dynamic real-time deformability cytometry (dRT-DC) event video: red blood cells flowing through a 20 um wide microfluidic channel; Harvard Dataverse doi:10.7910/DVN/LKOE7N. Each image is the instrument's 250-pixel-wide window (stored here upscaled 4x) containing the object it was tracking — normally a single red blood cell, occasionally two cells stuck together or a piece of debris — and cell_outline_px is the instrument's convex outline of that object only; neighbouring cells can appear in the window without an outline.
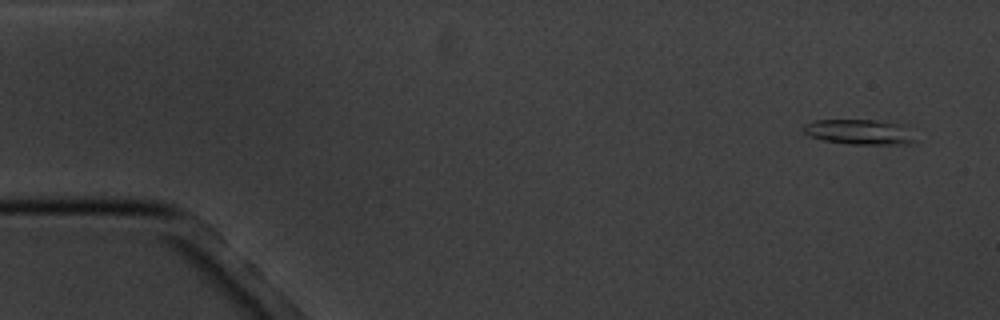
{"species": "common noctule bat (a hibernating species)", "species_latin": "Nyctalus noctula", "temperature_condition": "cold", "stored_images_in_passage": 6, "camera_frame_rate_fps": 3000, "um_per_image_px": 0.085, "animal": {"sex": "male", "body_mass_g": 20.1, "forearm_length_mm": 53.5}, "frame": {"image": 1, "passage_image": 1, "time_ms": 0.0, "image_size_px": [1000, 320], "cell_outline_px": [[916, 140], [912, 144], [848, 144], [824, 140], [808, 136], [804, 132], [804, 124], [816, 120], [876, 120], [904, 124]], "centroid_in_image_um": [73.07, 11.21], "position_along_channel_um": 11.9, "area_um2": 16.42}}
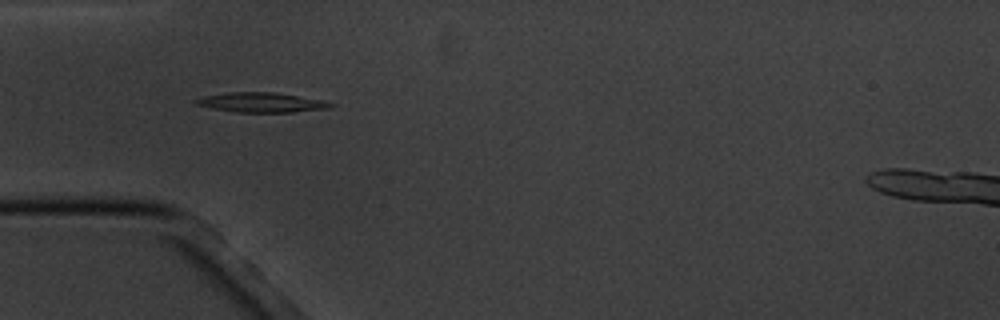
{"frame": {"image": 2, "passage_image": 5, "time_ms": 4.667, "image_size_px": [1000, 320], "cell_outline_px": [[336, 104], [332, 108], [292, 112], [236, 112], [212, 108], [196, 104], [192, 100], [204, 96], [228, 92], [276, 92], [320, 100]], "centroid_in_image_um": [22.22, 8.7], "position_along_channel_um": 62.8, "area_um2": 15.43}}
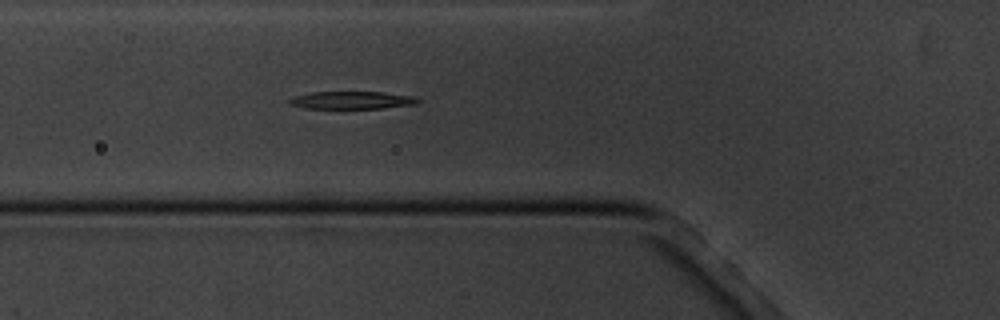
{"frame": {"image": 3, "passage_image": 6, "time_ms": 5.667, "image_size_px": [1000, 320], "cell_outline_px": [[424, 100], [416, 104], [384, 108], [304, 108], [288, 104], [288, 100], [292, 96], [312, 92], [384, 92], [416, 96]], "centroid_in_image_um": [29.96, 8.51], "position_along_channel_um": 95.8, "area_um2": 13.41}}